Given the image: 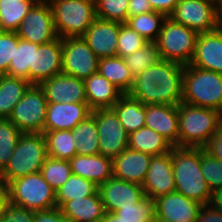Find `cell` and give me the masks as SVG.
<instances>
[{"instance_id": "obj_9", "label": "cell", "mask_w": 222, "mask_h": 222, "mask_svg": "<svg viewBox=\"0 0 222 222\" xmlns=\"http://www.w3.org/2000/svg\"><path fill=\"white\" fill-rule=\"evenodd\" d=\"M48 101L39 85L32 84L14 106L9 120L22 132L43 133Z\"/></svg>"}, {"instance_id": "obj_29", "label": "cell", "mask_w": 222, "mask_h": 222, "mask_svg": "<svg viewBox=\"0 0 222 222\" xmlns=\"http://www.w3.org/2000/svg\"><path fill=\"white\" fill-rule=\"evenodd\" d=\"M32 84L23 78L0 75V118L8 119Z\"/></svg>"}, {"instance_id": "obj_6", "label": "cell", "mask_w": 222, "mask_h": 222, "mask_svg": "<svg viewBox=\"0 0 222 222\" xmlns=\"http://www.w3.org/2000/svg\"><path fill=\"white\" fill-rule=\"evenodd\" d=\"M50 6L59 38L82 37L96 19L95 0H55Z\"/></svg>"}, {"instance_id": "obj_7", "label": "cell", "mask_w": 222, "mask_h": 222, "mask_svg": "<svg viewBox=\"0 0 222 222\" xmlns=\"http://www.w3.org/2000/svg\"><path fill=\"white\" fill-rule=\"evenodd\" d=\"M9 202L32 211L57 207L56 191L41 173L16 178L8 184Z\"/></svg>"}, {"instance_id": "obj_35", "label": "cell", "mask_w": 222, "mask_h": 222, "mask_svg": "<svg viewBox=\"0 0 222 222\" xmlns=\"http://www.w3.org/2000/svg\"><path fill=\"white\" fill-rule=\"evenodd\" d=\"M97 191L98 186L93 181L72 174L69 179L56 190L57 207L60 208L67 201L91 196Z\"/></svg>"}, {"instance_id": "obj_17", "label": "cell", "mask_w": 222, "mask_h": 222, "mask_svg": "<svg viewBox=\"0 0 222 222\" xmlns=\"http://www.w3.org/2000/svg\"><path fill=\"white\" fill-rule=\"evenodd\" d=\"M39 86L48 103L87 102L83 79L60 73L42 81Z\"/></svg>"}, {"instance_id": "obj_10", "label": "cell", "mask_w": 222, "mask_h": 222, "mask_svg": "<svg viewBox=\"0 0 222 222\" xmlns=\"http://www.w3.org/2000/svg\"><path fill=\"white\" fill-rule=\"evenodd\" d=\"M198 34L218 29V0H180L169 16Z\"/></svg>"}, {"instance_id": "obj_32", "label": "cell", "mask_w": 222, "mask_h": 222, "mask_svg": "<svg viewBox=\"0 0 222 222\" xmlns=\"http://www.w3.org/2000/svg\"><path fill=\"white\" fill-rule=\"evenodd\" d=\"M38 44L19 39L6 75L23 78L33 84L34 48Z\"/></svg>"}, {"instance_id": "obj_52", "label": "cell", "mask_w": 222, "mask_h": 222, "mask_svg": "<svg viewBox=\"0 0 222 222\" xmlns=\"http://www.w3.org/2000/svg\"><path fill=\"white\" fill-rule=\"evenodd\" d=\"M208 204L222 212V188L211 191V198Z\"/></svg>"}, {"instance_id": "obj_55", "label": "cell", "mask_w": 222, "mask_h": 222, "mask_svg": "<svg viewBox=\"0 0 222 222\" xmlns=\"http://www.w3.org/2000/svg\"><path fill=\"white\" fill-rule=\"evenodd\" d=\"M146 222H163L159 217L154 215L152 218L148 219Z\"/></svg>"}, {"instance_id": "obj_26", "label": "cell", "mask_w": 222, "mask_h": 222, "mask_svg": "<svg viewBox=\"0 0 222 222\" xmlns=\"http://www.w3.org/2000/svg\"><path fill=\"white\" fill-rule=\"evenodd\" d=\"M60 210L68 222H101L106 213L99 191L65 202Z\"/></svg>"}, {"instance_id": "obj_4", "label": "cell", "mask_w": 222, "mask_h": 222, "mask_svg": "<svg viewBox=\"0 0 222 222\" xmlns=\"http://www.w3.org/2000/svg\"><path fill=\"white\" fill-rule=\"evenodd\" d=\"M182 102L222 113V74L185 65Z\"/></svg>"}, {"instance_id": "obj_14", "label": "cell", "mask_w": 222, "mask_h": 222, "mask_svg": "<svg viewBox=\"0 0 222 222\" xmlns=\"http://www.w3.org/2000/svg\"><path fill=\"white\" fill-rule=\"evenodd\" d=\"M142 187L154 200L176 191L171 152L152 156Z\"/></svg>"}, {"instance_id": "obj_31", "label": "cell", "mask_w": 222, "mask_h": 222, "mask_svg": "<svg viewBox=\"0 0 222 222\" xmlns=\"http://www.w3.org/2000/svg\"><path fill=\"white\" fill-rule=\"evenodd\" d=\"M72 138L77 142L76 147L79 155H96L100 153L98 128L95 115L92 112L73 128Z\"/></svg>"}, {"instance_id": "obj_23", "label": "cell", "mask_w": 222, "mask_h": 222, "mask_svg": "<svg viewBox=\"0 0 222 222\" xmlns=\"http://www.w3.org/2000/svg\"><path fill=\"white\" fill-rule=\"evenodd\" d=\"M152 156L129 148L125 149L113 159V177L142 185Z\"/></svg>"}, {"instance_id": "obj_11", "label": "cell", "mask_w": 222, "mask_h": 222, "mask_svg": "<svg viewBox=\"0 0 222 222\" xmlns=\"http://www.w3.org/2000/svg\"><path fill=\"white\" fill-rule=\"evenodd\" d=\"M62 73L86 79L98 72L99 58L82 37L62 38Z\"/></svg>"}, {"instance_id": "obj_51", "label": "cell", "mask_w": 222, "mask_h": 222, "mask_svg": "<svg viewBox=\"0 0 222 222\" xmlns=\"http://www.w3.org/2000/svg\"><path fill=\"white\" fill-rule=\"evenodd\" d=\"M9 203V191L8 186L0 180V218Z\"/></svg>"}, {"instance_id": "obj_46", "label": "cell", "mask_w": 222, "mask_h": 222, "mask_svg": "<svg viewBox=\"0 0 222 222\" xmlns=\"http://www.w3.org/2000/svg\"><path fill=\"white\" fill-rule=\"evenodd\" d=\"M213 158L222 161V123L209 141L202 147Z\"/></svg>"}, {"instance_id": "obj_25", "label": "cell", "mask_w": 222, "mask_h": 222, "mask_svg": "<svg viewBox=\"0 0 222 222\" xmlns=\"http://www.w3.org/2000/svg\"><path fill=\"white\" fill-rule=\"evenodd\" d=\"M87 104L91 110L112 108L123 93L98 72L84 79Z\"/></svg>"}, {"instance_id": "obj_49", "label": "cell", "mask_w": 222, "mask_h": 222, "mask_svg": "<svg viewBox=\"0 0 222 222\" xmlns=\"http://www.w3.org/2000/svg\"><path fill=\"white\" fill-rule=\"evenodd\" d=\"M180 0H149L150 5L155 12H160L169 17Z\"/></svg>"}, {"instance_id": "obj_8", "label": "cell", "mask_w": 222, "mask_h": 222, "mask_svg": "<svg viewBox=\"0 0 222 222\" xmlns=\"http://www.w3.org/2000/svg\"><path fill=\"white\" fill-rule=\"evenodd\" d=\"M198 33L167 17L157 40L160 59L189 65L195 52Z\"/></svg>"}, {"instance_id": "obj_36", "label": "cell", "mask_w": 222, "mask_h": 222, "mask_svg": "<svg viewBox=\"0 0 222 222\" xmlns=\"http://www.w3.org/2000/svg\"><path fill=\"white\" fill-rule=\"evenodd\" d=\"M166 18L162 13L152 11L128 17L126 24L149 42H155Z\"/></svg>"}, {"instance_id": "obj_45", "label": "cell", "mask_w": 222, "mask_h": 222, "mask_svg": "<svg viewBox=\"0 0 222 222\" xmlns=\"http://www.w3.org/2000/svg\"><path fill=\"white\" fill-rule=\"evenodd\" d=\"M0 222H34V211L9 202Z\"/></svg>"}, {"instance_id": "obj_42", "label": "cell", "mask_w": 222, "mask_h": 222, "mask_svg": "<svg viewBox=\"0 0 222 222\" xmlns=\"http://www.w3.org/2000/svg\"><path fill=\"white\" fill-rule=\"evenodd\" d=\"M146 43H148V40L139 35L129 25L119 23L117 56L124 58L142 48Z\"/></svg>"}, {"instance_id": "obj_19", "label": "cell", "mask_w": 222, "mask_h": 222, "mask_svg": "<svg viewBox=\"0 0 222 222\" xmlns=\"http://www.w3.org/2000/svg\"><path fill=\"white\" fill-rule=\"evenodd\" d=\"M87 102L48 103L43 133L57 130H73L91 114Z\"/></svg>"}, {"instance_id": "obj_53", "label": "cell", "mask_w": 222, "mask_h": 222, "mask_svg": "<svg viewBox=\"0 0 222 222\" xmlns=\"http://www.w3.org/2000/svg\"><path fill=\"white\" fill-rule=\"evenodd\" d=\"M101 222H126L120 219L114 212H106Z\"/></svg>"}, {"instance_id": "obj_3", "label": "cell", "mask_w": 222, "mask_h": 222, "mask_svg": "<svg viewBox=\"0 0 222 222\" xmlns=\"http://www.w3.org/2000/svg\"><path fill=\"white\" fill-rule=\"evenodd\" d=\"M178 122V147H203L222 123V113L181 102Z\"/></svg>"}, {"instance_id": "obj_34", "label": "cell", "mask_w": 222, "mask_h": 222, "mask_svg": "<svg viewBox=\"0 0 222 222\" xmlns=\"http://www.w3.org/2000/svg\"><path fill=\"white\" fill-rule=\"evenodd\" d=\"M37 0H0V21L4 31L16 32Z\"/></svg>"}, {"instance_id": "obj_28", "label": "cell", "mask_w": 222, "mask_h": 222, "mask_svg": "<svg viewBox=\"0 0 222 222\" xmlns=\"http://www.w3.org/2000/svg\"><path fill=\"white\" fill-rule=\"evenodd\" d=\"M128 148L155 156L171 152L173 145L154 130L142 127L128 134Z\"/></svg>"}, {"instance_id": "obj_12", "label": "cell", "mask_w": 222, "mask_h": 222, "mask_svg": "<svg viewBox=\"0 0 222 222\" xmlns=\"http://www.w3.org/2000/svg\"><path fill=\"white\" fill-rule=\"evenodd\" d=\"M99 136L100 154L114 159L128 148V133L111 108L92 110Z\"/></svg>"}, {"instance_id": "obj_56", "label": "cell", "mask_w": 222, "mask_h": 222, "mask_svg": "<svg viewBox=\"0 0 222 222\" xmlns=\"http://www.w3.org/2000/svg\"><path fill=\"white\" fill-rule=\"evenodd\" d=\"M38 2H41V3H47V4H51L53 1L55 0H37Z\"/></svg>"}, {"instance_id": "obj_24", "label": "cell", "mask_w": 222, "mask_h": 222, "mask_svg": "<svg viewBox=\"0 0 222 222\" xmlns=\"http://www.w3.org/2000/svg\"><path fill=\"white\" fill-rule=\"evenodd\" d=\"M72 174L93 181L97 186L113 177V159L103 155L76 154L69 160Z\"/></svg>"}, {"instance_id": "obj_22", "label": "cell", "mask_w": 222, "mask_h": 222, "mask_svg": "<svg viewBox=\"0 0 222 222\" xmlns=\"http://www.w3.org/2000/svg\"><path fill=\"white\" fill-rule=\"evenodd\" d=\"M62 38L34 48L33 84L62 73Z\"/></svg>"}, {"instance_id": "obj_48", "label": "cell", "mask_w": 222, "mask_h": 222, "mask_svg": "<svg viewBox=\"0 0 222 222\" xmlns=\"http://www.w3.org/2000/svg\"><path fill=\"white\" fill-rule=\"evenodd\" d=\"M196 222H222V212L210 204H204L199 211Z\"/></svg>"}, {"instance_id": "obj_54", "label": "cell", "mask_w": 222, "mask_h": 222, "mask_svg": "<svg viewBox=\"0 0 222 222\" xmlns=\"http://www.w3.org/2000/svg\"><path fill=\"white\" fill-rule=\"evenodd\" d=\"M218 29L222 31V0H218Z\"/></svg>"}, {"instance_id": "obj_21", "label": "cell", "mask_w": 222, "mask_h": 222, "mask_svg": "<svg viewBox=\"0 0 222 222\" xmlns=\"http://www.w3.org/2000/svg\"><path fill=\"white\" fill-rule=\"evenodd\" d=\"M178 105L146 104L145 127L178 146Z\"/></svg>"}, {"instance_id": "obj_33", "label": "cell", "mask_w": 222, "mask_h": 222, "mask_svg": "<svg viewBox=\"0 0 222 222\" xmlns=\"http://www.w3.org/2000/svg\"><path fill=\"white\" fill-rule=\"evenodd\" d=\"M46 141L47 155L54 159L70 160L77 153L76 140L72 130H57L43 133Z\"/></svg>"}, {"instance_id": "obj_27", "label": "cell", "mask_w": 222, "mask_h": 222, "mask_svg": "<svg viewBox=\"0 0 222 222\" xmlns=\"http://www.w3.org/2000/svg\"><path fill=\"white\" fill-rule=\"evenodd\" d=\"M111 109L116 113L128 134L145 127L146 105L128 93L123 94Z\"/></svg>"}, {"instance_id": "obj_2", "label": "cell", "mask_w": 222, "mask_h": 222, "mask_svg": "<svg viewBox=\"0 0 222 222\" xmlns=\"http://www.w3.org/2000/svg\"><path fill=\"white\" fill-rule=\"evenodd\" d=\"M171 156L176 191L188 199L208 204L211 190L201 172V147L173 146Z\"/></svg>"}, {"instance_id": "obj_20", "label": "cell", "mask_w": 222, "mask_h": 222, "mask_svg": "<svg viewBox=\"0 0 222 222\" xmlns=\"http://www.w3.org/2000/svg\"><path fill=\"white\" fill-rule=\"evenodd\" d=\"M190 65L222 74V31L216 29L198 35Z\"/></svg>"}, {"instance_id": "obj_44", "label": "cell", "mask_w": 222, "mask_h": 222, "mask_svg": "<svg viewBox=\"0 0 222 222\" xmlns=\"http://www.w3.org/2000/svg\"><path fill=\"white\" fill-rule=\"evenodd\" d=\"M19 39L16 32L4 31L0 34V75L7 74Z\"/></svg>"}, {"instance_id": "obj_39", "label": "cell", "mask_w": 222, "mask_h": 222, "mask_svg": "<svg viewBox=\"0 0 222 222\" xmlns=\"http://www.w3.org/2000/svg\"><path fill=\"white\" fill-rule=\"evenodd\" d=\"M22 132L9 120L0 118V172L5 168Z\"/></svg>"}, {"instance_id": "obj_16", "label": "cell", "mask_w": 222, "mask_h": 222, "mask_svg": "<svg viewBox=\"0 0 222 222\" xmlns=\"http://www.w3.org/2000/svg\"><path fill=\"white\" fill-rule=\"evenodd\" d=\"M202 206L175 191L155 199V215L163 222H196Z\"/></svg>"}, {"instance_id": "obj_30", "label": "cell", "mask_w": 222, "mask_h": 222, "mask_svg": "<svg viewBox=\"0 0 222 222\" xmlns=\"http://www.w3.org/2000/svg\"><path fill=\"white\" fill-rule=\"evenodd\" d=\"M98 73L119 88L123 94H127L133 86L134 78L122 57L100 58Z\"/></svg>"}, {"instance_id": "obj_15", "label": "cell", "mask_w": 222, "mask_h": 222, "mask_svg": "<svg viewBox=\"0 0 222 222\" xmlns=\"http://www.w3.org/2000/svg\"><path fill=\"white\" fill-rule=\"evenodd\" d=\"M98 191L106 212H115L121 207L133 206L145 196L142 185L115 177L100 184Z\"/></svg>"}, {"instance_id": "obj_37", "label": "cell", "mask_w": 222, "mask_h": 222, "mask_svg": "<svg viewBox=\"0 0 222 222\" xmlns=\"http://www.w3.org/2000/svg\"><path fill=\"white\" fill-rule=\"evenodd\" d=\"M127 67L130 69L133 78L156 64L160 59L156 42L146 43L134 53L124 57Z\"/></svg>"}, {"instance_id": "obj_50", "label": "cell", "mask_w": 222, "mask_h": 222, "mask_svg": "<svg viewBox=\"0 0 222 222\" xmlns=\"http://www.w3.org/2000/svg\"><path fill=\"white\" fill-rule=\"evenodd\" d=\"M149 0H129L128 17L152 12Z\"/></svg>"}, {"instance_id": "obj_18", "label": "cell", "mask_w": 222, "mask_h": 222, "mask_svg": "<svg viewBox=\"0 0 222 222\" xmlns=\"http://www.w3.org/2000/svg\"><path fill=\"white\" fill-rule=\"evenodd\" d=\"M119 22L96 18L82 38L100 58L117 56Z\"/></svg>"}, {"instance_id": "obj_38", "label": "cell", "mask_w": 222, "mask_h": 222, "mask_svg": "<svg viewBox=\"0 0 222 222\" xmlns=\"http://www.w3.org/2000/svg\"><path fill=\"white\" fill-rule=\"evenodd\" d=\"M42 177L56 191L72 175L69 160L54 159L47 157L40 169Z\"/></svg>"}, {"instance_id": "obj_43", "label": "cell", "mask_w": 222, "mask_h": 222, "mask_svg": "<svg viewBox=\"0 0 222 222\" xmlns=\"http://www.w3.org/2000/svg\"><path fill=\"white\" fill-rule=\"evenodd\" d=\"M201 172L211 191L222 188V161L213 158L202 147Z\"/></svg>"}, {"instance_id": "obj_41", "label": "cell", "mask_w": 222, "mask_h": 222, "mask_svg": "<svg viewBox=\"0 0 222 222\" xmlns=\"http://www.w3.org/2000/svg\"><path fill=\"white\" fill-rule=\"evenodd\" d=\"M114 213L126 222H146L155 215V200L144 196L139 203L133 206L121 207Z\"/></svg>"}, {"instance_id": "obj_5", "label": "cell", "mask_w": 222, "mask_h": 222, "mask_svg": "<svg viewBox=\"0 0 222 222\" xmlns=\"http://www.w3.org/2000/svg\"><path fill=\"white\" fill-rule=\"evenodd\" d=\"M47 157L43 133H22L16 143L12 157L0 172V180L8 184L16 178L38 173Z\"/></svg>"}, {"instance_id": "obj_13", "label": "cell", "mask_w": 222, "mask_h": 222, "mask_svg": "<svg viewBox=\"0 0 222 222\" xmlns=\"http://www.w3.org/2000/svg\"><path fill=\"white\" fill-rule=\"evenodd\" d=\"M20 39L34 44H46L57 39L50 4L36 2L16 31Z\"/></svg>"}, {"instance_id": "obj_1", "label": "cell", "mask_w": 222, "mask_h": 222, "mask_svg": "<svg viewBox=\"0 0 222 222\" xmlns=\"http://www.w3.org/2000/svg\"><path fill=\"white\" fill-rule=\"evenodd\" d=\"M184 66L161 59L134 78L128 94L144 105H178L183 96Z\"/></svg>"}, {"instance_id": "obj_57", "label": "cell", "mask_w": 222, "mask_h": 222, "mask_svg": "<svg viewBox=\"0 0 222 222\" xmlns=\"http://www.w3.org/2000/svg\"><path fill=\"white\" fill-rule=\"evenodd\" d=\"M3 32H4V29L2 28L1 21H0V34Z\"/></svg>"}, {"instance_id": "obj_40", "label": "cell", "mask_w": 222, "mask_h": 222, "mask_svg": "<svg viewBox=\"0 0 222 222\" xmlns=\"http://www.w3.org/2000/svg\"><path fill=\"white\" fill-rule=\"evenodd\" d=\"M129 0H95L96 18L126 23Z\"/></svg>"}, {"instance_id": "obj_47", "label": "cell", "mask_w": 222, "mask_h": 222, "mask_svg": "<svg viewBox=\"0 0 222 222\" xmlns=\"http://www.w3.org/2000/svg\"><path fill=\"white\" fill-rule=\"evenodd\" d=\"M34 222H68L60 208L34 211Z\"/></svg>"}]
</instances>
